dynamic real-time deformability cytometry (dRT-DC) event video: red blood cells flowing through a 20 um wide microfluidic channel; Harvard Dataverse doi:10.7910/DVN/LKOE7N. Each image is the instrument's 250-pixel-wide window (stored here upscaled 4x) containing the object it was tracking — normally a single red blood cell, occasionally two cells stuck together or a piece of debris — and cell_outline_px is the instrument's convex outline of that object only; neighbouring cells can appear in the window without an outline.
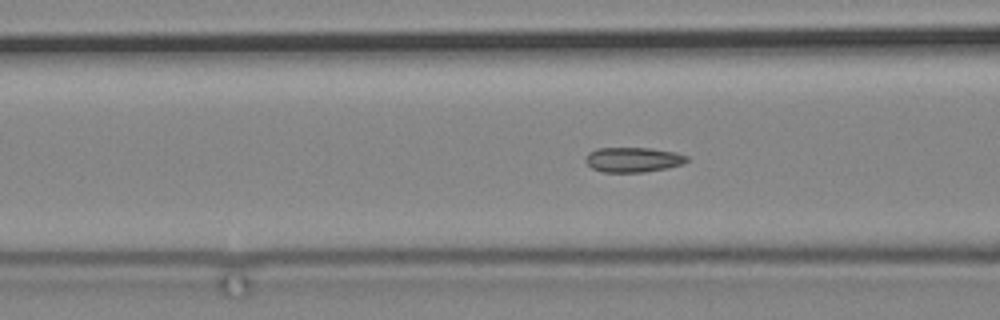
{"species": "common noctule bat (a hibernating species)", "species_latin": "Nyctalus noctula", "temperature_condition": "cold", "stored_images_in_passage": 78, "camera_frame_rate_fps": 3000, "um_per_image_px": 0.085, "animal": {"sex": "male", "body_mass_g": 19.2, "forearm_length_mm": 51.8}, "frame": {"image": 1, "passage_image": 40, "time_ms": 13.0, "image_size_px": [1000, 320], "cell_outline_px": [[688, 160], [684, 164], [668, 168], [644, 172], [604, 172], [592, 168], [584, 160], [588, 152], [596, 148], [652, 148], [676, 152], [688, 156]], "centroid_in_image_um": [53.83, 13.57], "position_along_channel_um": 112.8, "area_um2": 14.85}}
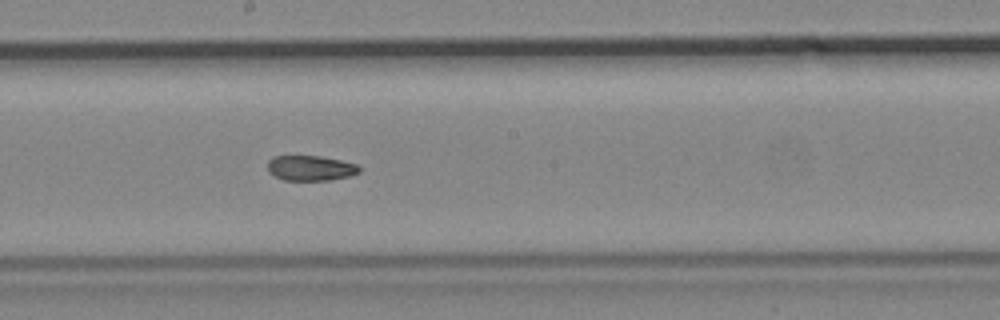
{"frame": {"image": 2, "passage_image": 50, "time_ms": 16.333, "image_size_px": [1000, 320], "cell_outline_px": [[360, 172], [352, 176], [328, 180], [284, 180], [268, 172], [268, 160], [272, 156], [320, 156], [340, 160], [356, 164], [360, 168]], "centroid_in_image_um": [26.4, 14.28], "position_along_channel_um": 221.8, "area_um2": 13.47}}
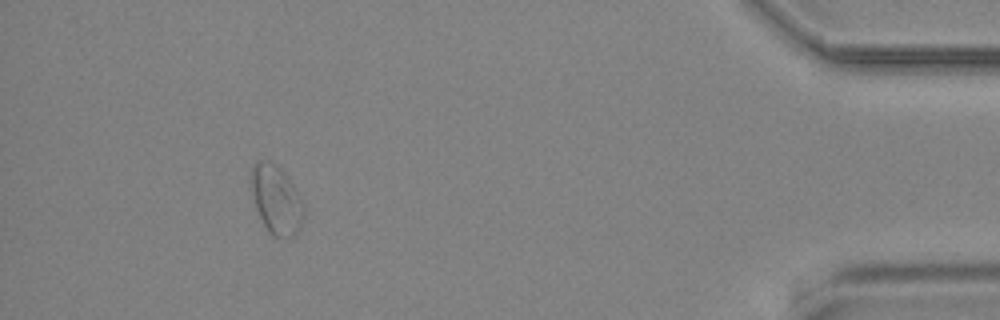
{"frame": {"image": 3, "passage_image": 73, "time_ms": 24.0, "image_size_px": [1000, 320], "cell_outline_px": [[304, 212], [300, 228], [292, 236], [284, 240], [280, 240], [272, 236], [268, 232], [256, 208], [252, 196], [252, 164], [256, 160], [268, 160], [288, 176], [304, 204]], "centroid_in_image_um": [23.49, 17.01], "position_along_channel_um": 411.7, "area_um2": 21.1}}